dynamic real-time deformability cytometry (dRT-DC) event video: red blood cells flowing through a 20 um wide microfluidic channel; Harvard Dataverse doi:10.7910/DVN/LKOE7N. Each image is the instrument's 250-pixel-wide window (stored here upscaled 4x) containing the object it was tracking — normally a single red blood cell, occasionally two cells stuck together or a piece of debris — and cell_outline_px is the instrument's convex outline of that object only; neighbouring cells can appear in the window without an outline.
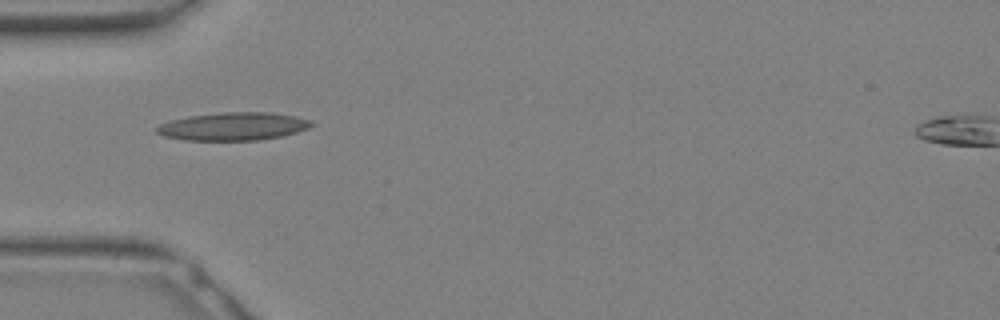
{"species": "Egyptian fruit bat (a non-hibernating species)", "species_latin": "Rousettus aegyptiacus", "temperature_condition": "warm", "stored_images_in_passage": 10, "camera_frame_rate_fps": 3000, "um_per_image_px": 0.085, "animal": {"sex": "female"}, "frame": {"image": 1, "passage_image": 1, "time_ms": 0.0, "image_size_px": [1000, 320], "cell_outline_px": [[312, 124], [308, 128], [296, 132], [280, 136], [260, 140], [184, 140], [164, 136], [156, 132], [156, 128], [160, 124], [172, 120], [188, 116], [224, 112], [268, 112], [292, 116], [312, 120]], "centroid_in_image_um": [19.8, 10.74], "position_along_channel_um": 65.2, "area_um2": 24.97}}
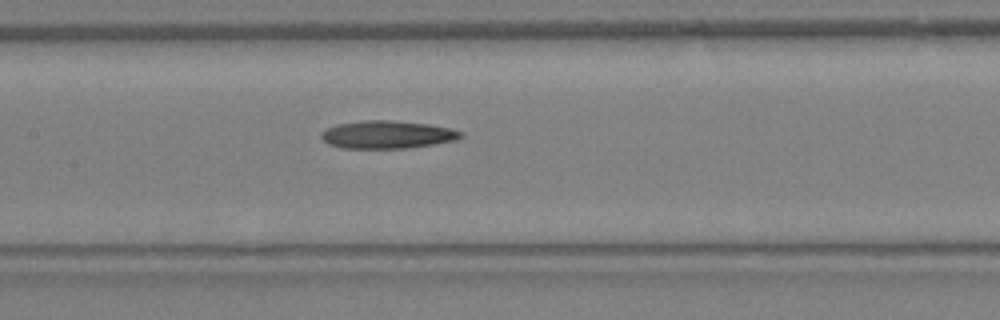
{"frame": {"image": 2, "passage_image": 6, "time_ms": 1.667, "image_size_px": [1000, 320], "cell_outline_px": [[464, 136], [456, 140], [408, 148], [340, 148], [328, 144], [320, 136], [320, 132], [328, 128], [340, 124], [364, 120], [392, 120], [428, 124], [452, 128], [464, 132]], "centroid_in_image_um": [32.94, 11.44], "position_along_channel_um": 174.5, "area_um2": 22.66}}
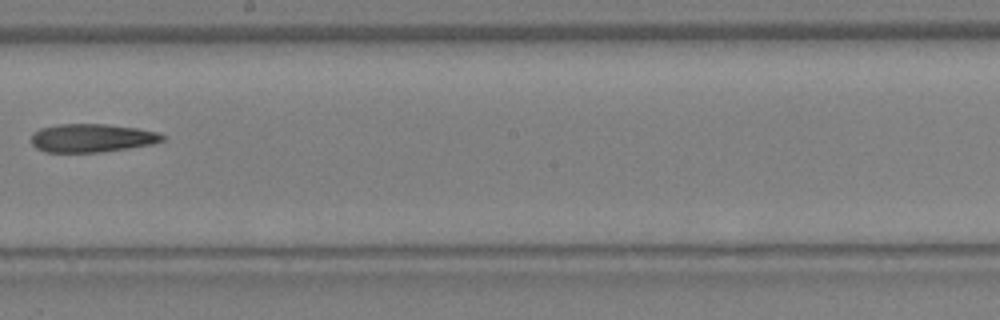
{"frame": {"image": 3, "passage_image": 9, "time_ms": 2.667, "image_size_px": [1000, 320], "cell_outline_px": [[164, 140], [152, 144], [128, 148], [100, 152], [44, 152], [36, 148], [32, 144], [32, 132], [40, 128], [56, 124], [104, 124], [136, 128], [156, 132], [164, 136]], "centroid_in_image_um": [7.76, 11.73], "position_along_channel_um": 240.4, "area_um2": 21.62}}